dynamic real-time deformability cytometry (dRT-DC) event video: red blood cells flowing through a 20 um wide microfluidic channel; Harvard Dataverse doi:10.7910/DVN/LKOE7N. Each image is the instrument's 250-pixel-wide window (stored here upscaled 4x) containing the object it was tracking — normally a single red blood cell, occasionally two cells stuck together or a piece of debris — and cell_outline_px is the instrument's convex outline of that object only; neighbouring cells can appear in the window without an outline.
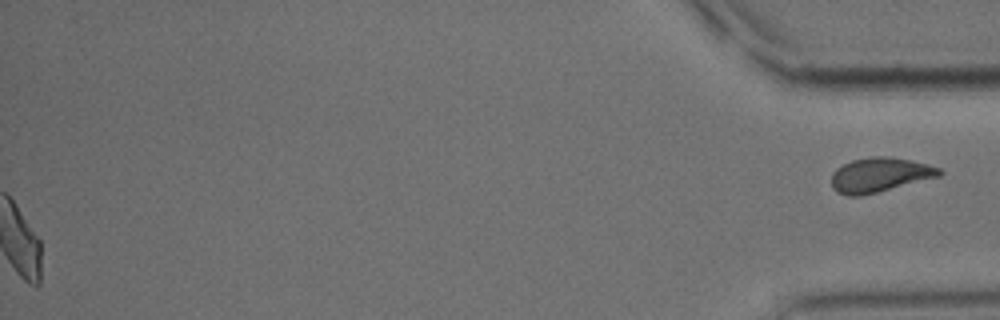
{"species": "common noctule bat (a hibernating species)", "species_latin": "Nyctalus noctula", "temperature_condition": "cold", "stored_images_in_passage": 56, "segment_of_instrument_passage": [2, 2], "camera_frame_rate_fps": 3000, "um_per_image_px": 0.085, "animal": {"sex": "male", "body_mass_g": 15.6}, "frame": {"image": 1, "passage_image": 56, "time_ms": 18.333, "image_size_px": [1000, 320], "cell_outline_px": [[944, 172], [940, 176], [860, 196], [848, 196], [836, 192], [832, 188], [832, 172], [836, 168], [852, 160], [872, 156], [884, 156], [912, 160], [928, 164], [940, 168]], "centroid_in_image_um": [74.77, 14.86], "position_along_channel_um": 360.4, "area_um2": 21.62}}